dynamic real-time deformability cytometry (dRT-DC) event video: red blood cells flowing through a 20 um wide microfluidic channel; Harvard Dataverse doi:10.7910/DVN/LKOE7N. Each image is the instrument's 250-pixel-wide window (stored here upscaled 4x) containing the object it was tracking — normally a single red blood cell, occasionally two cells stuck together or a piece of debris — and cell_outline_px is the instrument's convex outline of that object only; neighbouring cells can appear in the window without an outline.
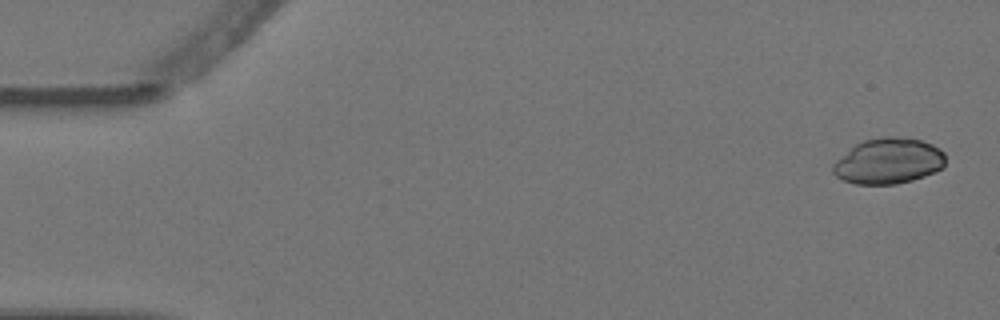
{"species": "Egyptian fruit bat (a non-hibernating species)", "species_latin": "Rousettus aegyptiacus", "temperature_condition": "warm", "stored_images_in_passage": 5, "camera_frame_rate_fps": 3000, "um_per_image_px": 0.085, "animal": {"sex": "female"}, "frame": {"image": 1, "passage_image": 1, "time_ms": 0.0, "image_size_px": [1000, 320], "cell_outline_px": [[944, 168], [936, 172], [912, 180], [896, 184], [856, 184], [844, 180], [836, 176], [832, 172], [832, 164], [836, 160], [856, 144], [864, 140], [884, 136], [892, 136], [920, 140], [932, 144], [940, 148], [944, 152]], "centroid_in_image_um": [75.53, 13.69], "position_along_channel_um": 9.5, "area_um2": 30.0}}
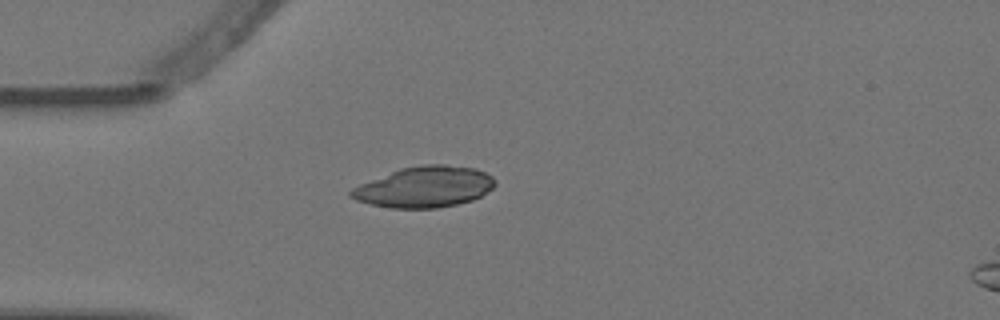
{"frame": {"image": 2, "passage_image": 4, "time_ms": 1.0, "image_size_px": [1000, 320], "cell_outline_px": [[496, 184], [492, 188], [480, 196], [472, 200], [456, 204], [436, 208], [392, 208], [372, 204], [356, 200], [348, 196], [348, 192], [352, 188], [360, 184], [400, 168], [424, 164], [444, 164], [476, 168], [492, 176], [496, 180]], "centroid_in_image_um": [36.08, 15.88], "position_along_channel_um": 48.9, "area_um2": 34.28}}